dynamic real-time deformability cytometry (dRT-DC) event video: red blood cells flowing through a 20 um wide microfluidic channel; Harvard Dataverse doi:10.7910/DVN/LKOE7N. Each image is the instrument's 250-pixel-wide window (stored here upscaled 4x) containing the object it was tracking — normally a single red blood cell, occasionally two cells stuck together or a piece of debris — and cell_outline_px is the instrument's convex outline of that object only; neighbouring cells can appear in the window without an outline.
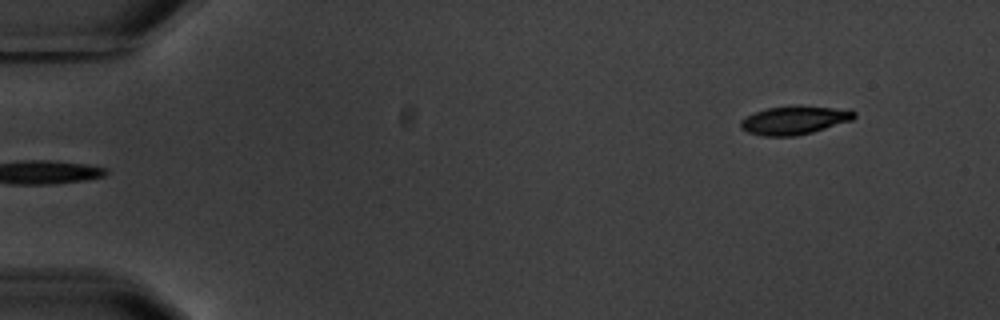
{"species": "common noctule bat (a hibernating species)", "species_latin": "Nyctalus noctula", "temperature_condition": "warm", "stored_images_in_passage": 6, "camera_frame_rate_fps": 3000, "um_per_image_px": 0.085, "animal": {"sex": "male", "body_mass_g": 20.1, "forearm_length_mm": 53.5}, "frame": {"image": 1, "passage_image": 6, "time_ms": 6.333, "image_size_px": [1000, 320], "cell_outline_px": [[856, 116], [852, 120], [812, 132], [796, 136], [764, 136], [748, 132], [740, 128], [740, 120], [756, 112], [768, 108], [800, 104], [852, 108], [856, 112]], "centroid_in_image_um": [67.61, 10.18], "position_along_channel_um": 17.4, "area_um2": 19.31}}